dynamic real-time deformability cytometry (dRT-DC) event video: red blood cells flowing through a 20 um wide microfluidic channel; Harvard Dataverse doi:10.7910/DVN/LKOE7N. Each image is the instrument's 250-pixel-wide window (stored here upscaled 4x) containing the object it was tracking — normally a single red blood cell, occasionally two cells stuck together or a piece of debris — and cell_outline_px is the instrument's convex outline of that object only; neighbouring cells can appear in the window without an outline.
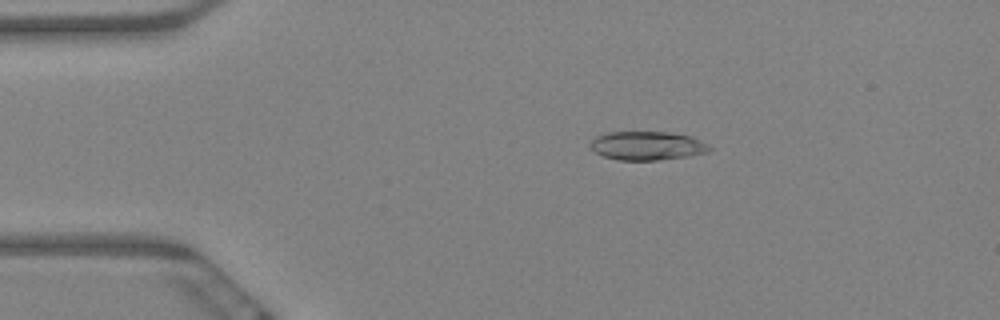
{"species": "Egyptian fruit bat (a non-hibernating species)", "species_latin": "Rousettus aegyptiacus", "temperature_condition": "warm", "stored_images_in_passage": 62, "camera_frame_rate_fps": 3000, "um_per_image_px": 0.085, "animal": {"sex": "female"}, "frame": {"image": 1, "passage_image": 12, "time_ms": 3.667, "image_size_px": [1000, 320], "cell_outline_px": [[712, 148], [708, 152], [684, 156], [656, 160], [620, 160], [604, 156], [596, 152], [588, 144], [596, 136], [608, 132], [668, 132], [692, 136], [708, 144]], "centroid_in_image_um": [55.01, 12.37], "position_along_channel_um": 30.0, "area_um2": 19.77}}
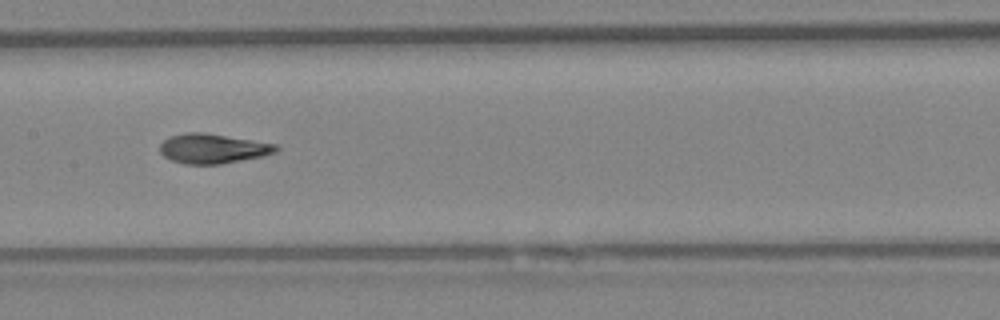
{"frame": {"image": 2, "passage_image": 31, "time_ms": 10.0, "image_size_px": [1000, 320], "cell_outline_px": [[280, 148], [276, 152], [264, 156], [220, 164], [184, 164], [172, 160], [164, 156], [160, 152], [160, 144], [164, 140], [172, 136], [184, 132], [204, 132], [276, 144]], "centroid_in_image_um": [18.1, 12.63], "position_along_channel_um": 189.3, "area_um2": 20.06}}
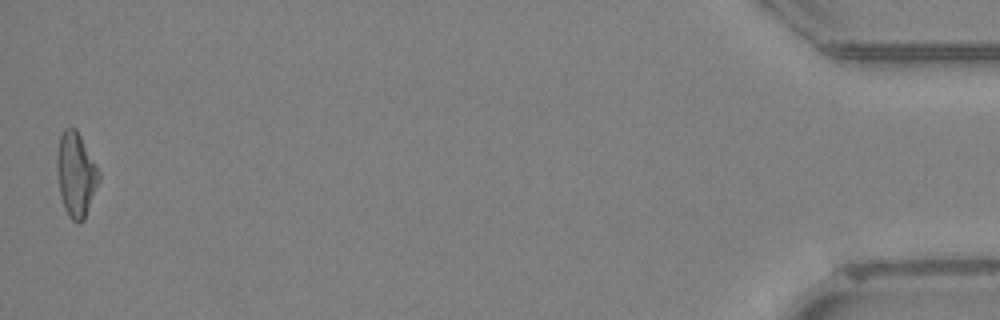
{"frame": {"image": 3, "passage_image": 61, "time_ms": 20.0, "image_size_px": [1000, 320], "cell_outline_px": [[100, 180], [84, 220], [80, 224], [72, 220], [68, 216], [64, 208], [60, 196], [56, 168], [56, 152], [60, 136], [64, 128], [76, 128], [100, 172]], "centroid_in_image_um": [6.44, 14.85], "position_along_channel_um": 428.8, "area_um2": 20.81}, "authors_computed_cell_mechanics": {"area_um2": 19.941, "velocity_mm_per_s": 3.342, "shape_relaxation_time_tau1_ms": 6.6539, "shape_relaxation_time_tau2_ms": 2.4394, "deformation_change_tau1": 0.2077, "deformation_change_tau2": 0.0728}}